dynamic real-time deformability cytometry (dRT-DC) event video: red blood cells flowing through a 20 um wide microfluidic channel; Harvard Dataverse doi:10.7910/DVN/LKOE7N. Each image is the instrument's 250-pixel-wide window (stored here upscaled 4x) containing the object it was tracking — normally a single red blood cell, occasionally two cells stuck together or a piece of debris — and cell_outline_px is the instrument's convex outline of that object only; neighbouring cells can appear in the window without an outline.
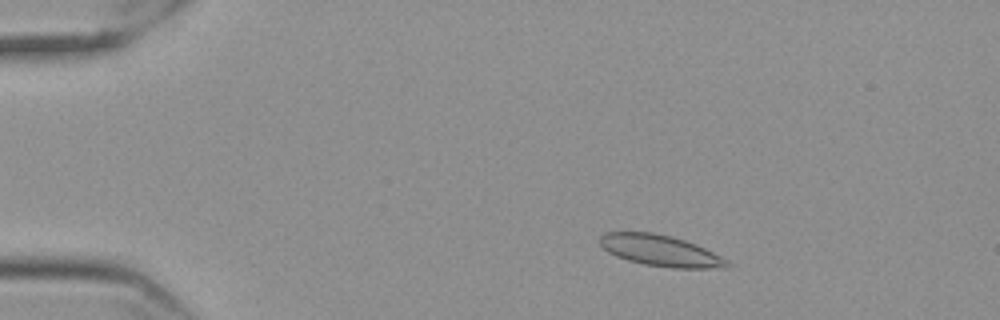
{"species": "Egyptian fruit bat (a non-hibernating species)", "species_latin": "Rousettus aegyptiacus", "temperature_condition": "cold", "stored_images_in_passage": 56, "camera_frame_rate_fps": 3000, "um_per_image_px": 0.085, "frame": {"image": 1, "passage_image": 8, "time_ms": 2.333, "image_size_px": [1000, 320], "cell_outline_px": [[732, 268], [668, 268], [644, 264], [628, 260], [616, 256], [608, 252], [600, 244], [600, 236], [604, 232], [652, 232], [672, 236], [696, 244], [728, 260], [732, 264]], "centroid_in_image_um": [56.17, 21.31], "position_along_channel_um": 28.8, "area_um2": 23.24}}
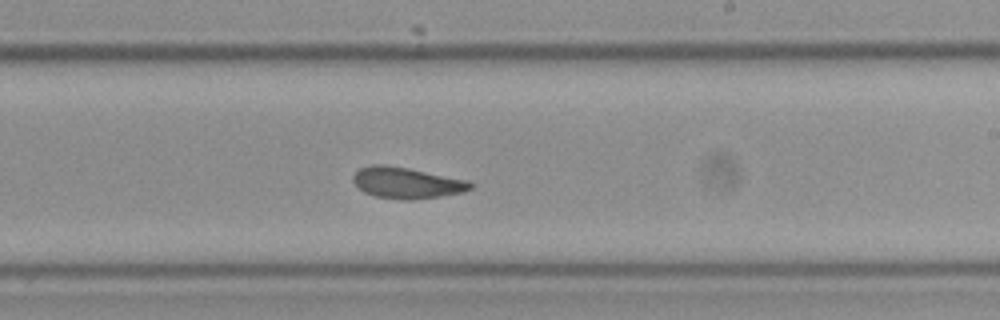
{"frame": {"image": 2, "passage_image": 33, "time_ms": 10.667, "image_size_px": [1000, 320], "cell_outline_px": [[476, 184], [472, 188], [464, 192], [440, 196], [412, 200], [404, 200], [376, 196], [364, 192], [352, 180], [352, 176], [360, 168], [372, 164], [384, 164], [408, 168], [468, 180]], "centroid_in_image_um": [34.59, 15.54], "position_along_channel_um": 254.4, "area_um2": 21.33}}
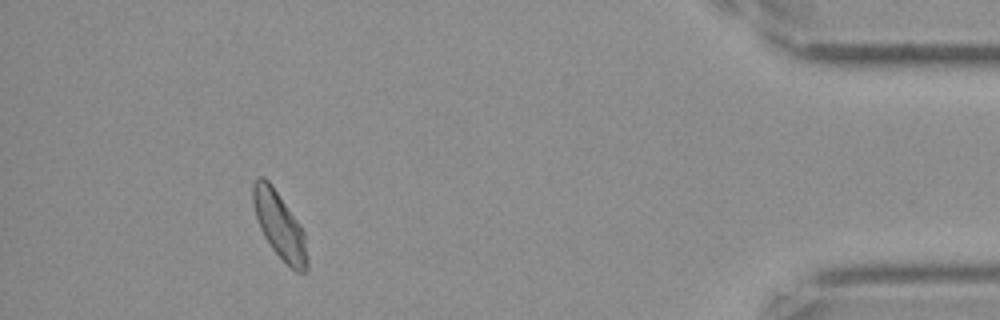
{"frame": {"image": 3, "passage_image": 51, "time_ms": 16.667, "image_size_px": [1000, 320], "cell_outline_px": [[308, 268], [304, 272], [296, 272], [272, 248], [264, 236], [260, 228], [256, 216], [252, 200], [252, 184], [260, 176], [264, 176], [268, 180], [300, 224], [304, 232], [308, 260]], "centroid_in_image_um": [23.76, 19.15], "position_along_channel_um": 411.4, "area_um2": 20.69}, "authors_computed_cell_mechanics": {"area_um2": 21.7039, "velocity_mm_per_s": 3.5182, "shape_relaxation_time_tau1_ms": 6.3717, "shape_relaxation_time_tau2_ms": 1.6529, "deformation_change_tau1": 0.1413, "deformation_change_tau2": 0.0575}}